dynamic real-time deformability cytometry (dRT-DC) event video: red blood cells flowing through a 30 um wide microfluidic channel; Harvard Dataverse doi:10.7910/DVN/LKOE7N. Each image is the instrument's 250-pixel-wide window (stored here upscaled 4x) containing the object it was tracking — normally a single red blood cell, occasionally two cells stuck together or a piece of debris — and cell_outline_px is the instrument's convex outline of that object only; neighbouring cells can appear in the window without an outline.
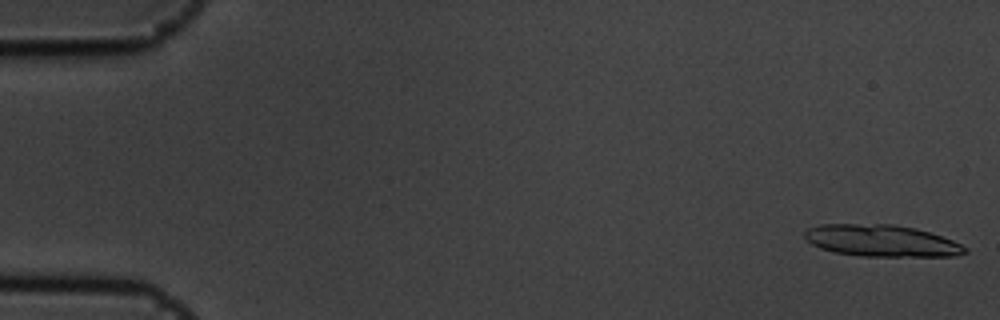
{"species": "common noctule bat (a hibernating species)", "species_latin": "Nyctalus noctula", "temperature_condition": "cold", "stored_images_in_passage": 10, "camera_frame_rate_fps": 3000, "um_per_image_px": 0.085, "animal": {"sex": "male", "body_mass_g": 19.5, "forearm_length_mm": 54.6}, "frame": {"image": 1, "passage_image": 1, "time_ms": 0.0, "image_size_px": [1000, 320], "cell_outline_px": [[968, 252], [956, 256], [860, 256], [836, 252], [820, 248], [812, 244], [804, 236], [804, 232], [808, 228], [820, 224], [892, 224], [916, 228], [952, 240], [968, 248]], "centroid_in_image_um": [74.93, 20.46], "position_along_channel_um": 10.1, "area_um2": 29.59}}